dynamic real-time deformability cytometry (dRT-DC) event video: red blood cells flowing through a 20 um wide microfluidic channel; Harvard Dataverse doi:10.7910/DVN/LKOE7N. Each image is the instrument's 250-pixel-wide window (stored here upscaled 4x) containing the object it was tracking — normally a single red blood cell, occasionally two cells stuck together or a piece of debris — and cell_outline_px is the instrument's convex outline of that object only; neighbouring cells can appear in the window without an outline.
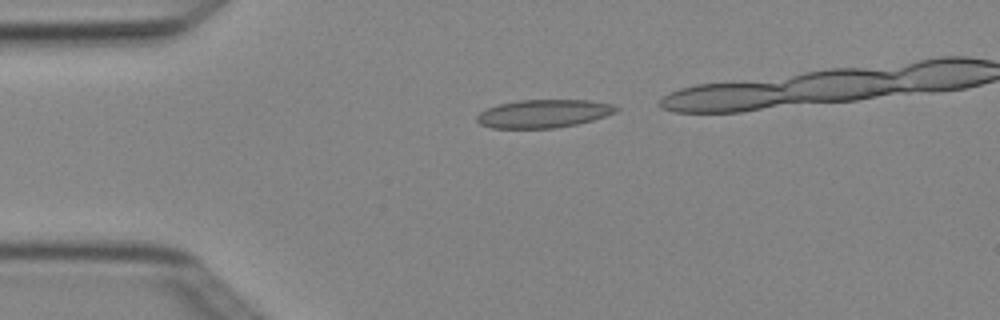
{"species": "Egyptian fruit bat (a non-hibernating species)", "species_latin": "Rousettus aegyptiacus", "temperature_condition": "cold", "stored_images_in_passage": 3, "camera_frame_rate_fps": 3000, "um_per_image_px": 0.085, "animal": {"sex": "female"}, "frame": {"image": 1, "passage_image": 1, "time_ms": 0.0, "image_size_px": [1000, 320], "cell_outline_px": [[620, 108], [616, 112], [592, 120], [576, 124], [556, 128], [492, 128], [480, 124], [476, 120], [476, 116], [480, 112], [488, 108], [500, 104], [516, 100], [588, 100], [612, 104]], "centroid_in_image_um": [46.19, 9.66], "position_along_channel_um": 38.8, "area_um2": 22.77}}